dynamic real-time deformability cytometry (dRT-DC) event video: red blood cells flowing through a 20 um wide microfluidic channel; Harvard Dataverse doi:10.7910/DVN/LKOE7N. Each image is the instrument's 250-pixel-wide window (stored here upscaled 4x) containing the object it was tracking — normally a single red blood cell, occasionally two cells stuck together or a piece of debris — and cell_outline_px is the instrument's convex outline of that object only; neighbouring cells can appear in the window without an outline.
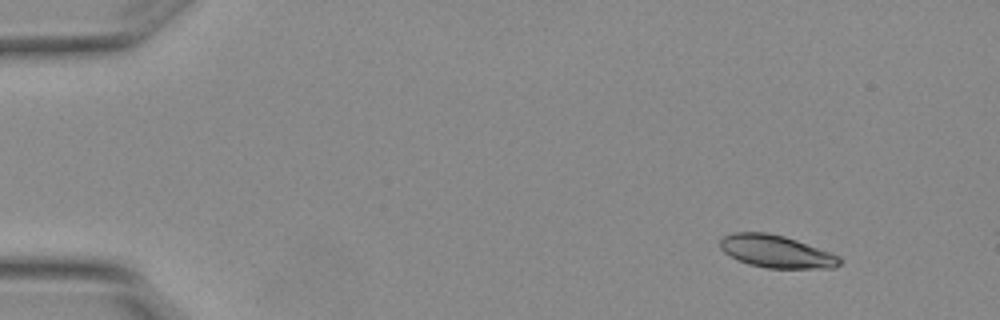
{"species": "Egyptian fruit bat (a non-hibernating species)", "species_latin": "Rousettus aegyptiacus", "temperature_condition": "warm", "stored_images_in_passage": 5, "camera_frame_rate_fps": 3000, "um_per_image_px": 0.085, "animal": {"sex": "female"}, "frame": {"image": 1, "passage_image": 1, "time_ms": 0.0, "image_size_px": [1000, 320], "cell_outline_px": [[844, 260], [836, 268], [768, 268], [748, 264], [724, 252], [720, 248], [720, 240], [724, 236], [732, 232], [768, 232], [784, 236], [796, 240], [840, 256]], "centroid_in_image_um": [66.0, 21.37], "position_along_channel_um": 19.0, "area_um2": 22.6}}
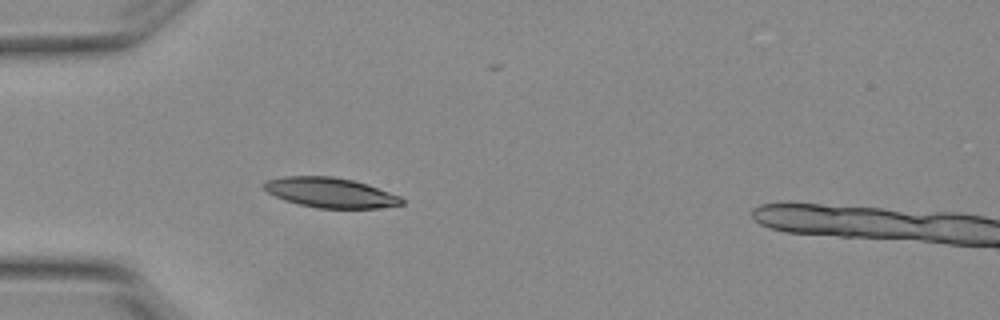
{"frame": {"image": 2, "passage_image": 4, "time_ms": 1.0, "image_size_px": [1000, 320], "cell_outline_px": [[404, 204], [380, 208], [316, 208], [284, 200], [268, 192], [260, 184], [268, 180], [284, 176], [332, 176], [352, 180], [400, 196], [404, 200]], "centroid_in_image_um": [28.05, 16.38], "position_along_channel_um": 56.9, "area_um2": 23.81}}